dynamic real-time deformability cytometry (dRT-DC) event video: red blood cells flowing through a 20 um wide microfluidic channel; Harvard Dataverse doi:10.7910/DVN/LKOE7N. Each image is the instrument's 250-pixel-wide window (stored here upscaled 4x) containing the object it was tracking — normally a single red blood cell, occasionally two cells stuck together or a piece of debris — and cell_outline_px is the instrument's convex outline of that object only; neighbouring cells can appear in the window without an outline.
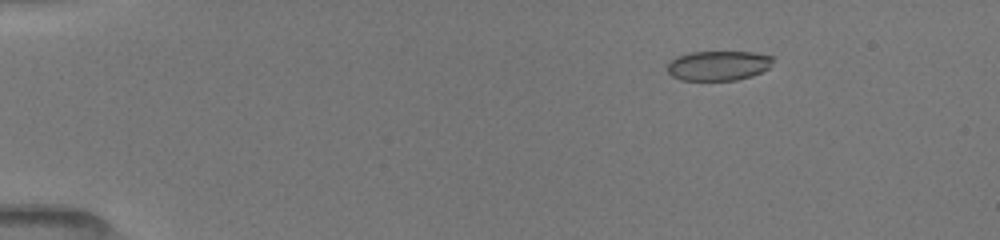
{"species": "common noctule bat (a hibernating species)", "species_latin": "Nyctalus noctula", "temperature_condition": "room temperature", "stored_images_in_passage": 13, "camera_frame_rate_fps": 3000, "um_per_image_px": 0.085, "animal": {"sex": "female", "body_mass_g": 19.5, "forearm_length_mm": 54.1}, "frame": {"image": 1, "passage_image": 4, "time_ms": 2.333, "image_size_px": [1000, 240], "cell_outline_px": [[772, 60], [768, 68], [752, 76], [736, 80], [680, 80], [672, 76], [668, 72], [668, 64], [676, 56], [688, 52], [752, 52], [772, 56]], "centroid_in_image_um": [61.03, 5.57], "position_along_channel_um": 24.0, "area_um2": 18.21}}
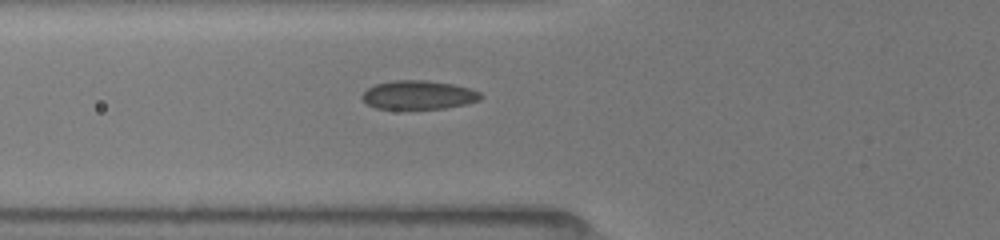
{"frame": {"image": 2, "passage_image": 10, "time_ms": 6.333, "image_size_px": [1000, 240], "cell_outline_px": [[484, 96], [480, 100], [468, 104], [444, 108], [376, 108], [368, 104], [360, 96], [368, 88], [376, 84], [396, 80], [424, 80], [452, 84], [472, 88], [480, 92]], "centroid_in_image_um": [35.63, 8.06], "position_along_channel_um": 90.2, "area_um2": 19.77}}
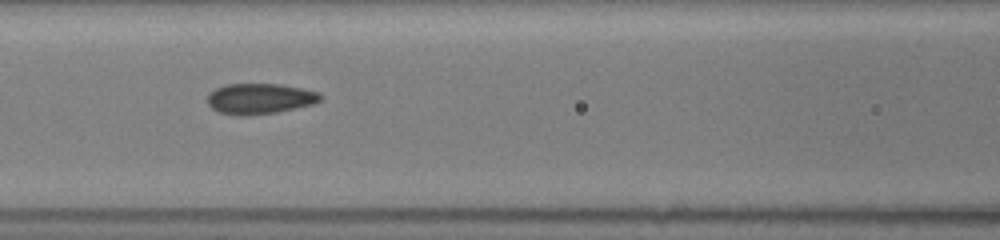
{"frame": {"image": 3, "passage_image": 12, "time_ms": 7.667, "image_size_px": [1000, 240], "cell_outline_px": [[324, 96], [320, 100], [312, 104], [276, 112], [244, 116], [240, 116], [220, 112], [212, 108], [208, 104], [208, 92], [216, 88], [228, 84], [280, 84], [320, 92]], "centroid_in_image_um": [22.08, 8.38], "position_along_channel_um": 144.5, "area_um2": 20.06}}